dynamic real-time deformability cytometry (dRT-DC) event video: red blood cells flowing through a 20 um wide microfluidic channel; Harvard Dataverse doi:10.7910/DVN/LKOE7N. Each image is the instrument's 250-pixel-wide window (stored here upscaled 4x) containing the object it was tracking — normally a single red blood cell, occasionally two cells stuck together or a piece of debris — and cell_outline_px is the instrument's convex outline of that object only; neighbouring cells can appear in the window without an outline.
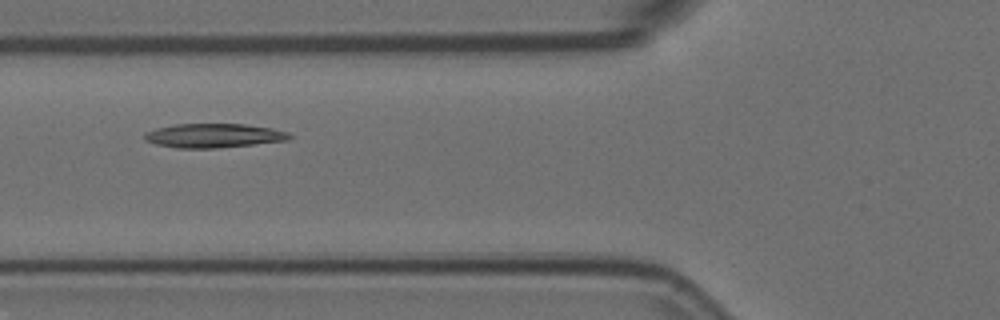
{"species": "Egyptian fruit bat (a non-hibernating species)", "species_latin": "Rousettus aegyptiacus", "temperature_condition": "room temperature", "stored_images_in_passage": 8, "camera_frame_rate_fps": 3000, "um_per_image_px": 0.085, "animal": {"sex": "female"}, "frame": {"image": 1, "passage_image": 5, "time_ms": 1.333, "image_size_px": [1000, 320], "cell_outline_px": [[292, 136], [288, 140], [252, 144], [212, 148], [176, 148], [156, 144], [144, 140], [144, 132], [156, 128], [176, 124], [244, 124], [272, 128], [288, 132]], "centroid_in_image_um": [18.13, 11.52], "position_along_channel_um": 107.7, "area_um2": 20.23}}
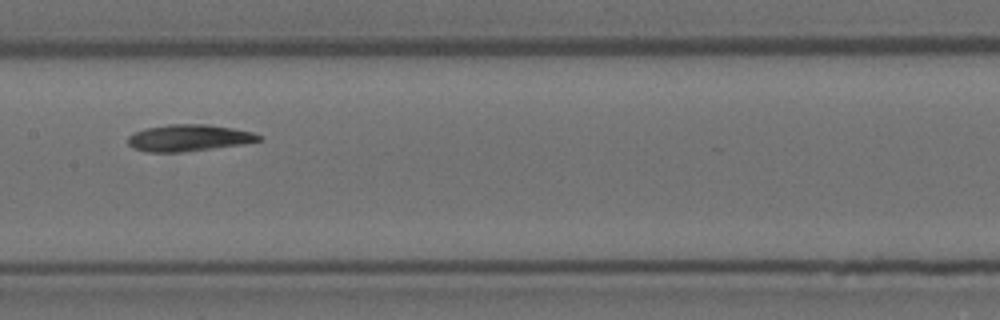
{"frame": {"image": 2, "passage_image": 7, "time_ms": 2.0, "image_size_px": [1000, 320], "cell_outline_px": [[264, 136], [260, 140], [244, 144], [184, 152], [148, 152], [132, 148], [128, 144], [128, 136], [144, 128], [168, 124], [204, 124], [232, 128], [252, 132]], "centroid_in_image_um": [16.04, 11.72], "position_along_channel_um": 191.4, "area_um2": 20.4}}
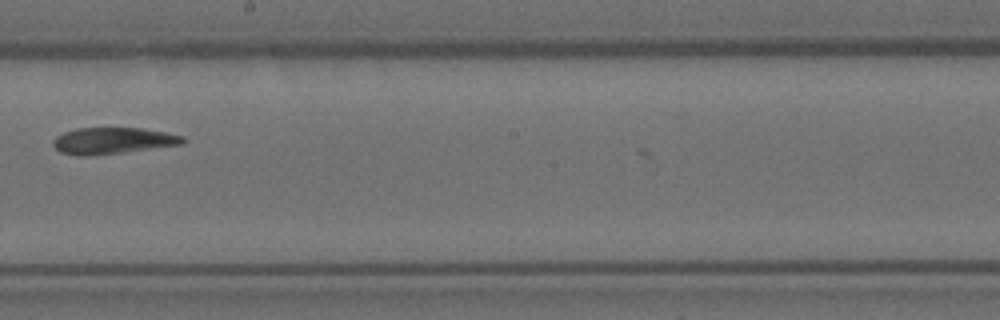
{"frame": {"image": 3, "passage_image": 8, "time_ms": 2.333, "image_size_px": [1000, 320], "cell_outline_px": [[188, 140], [180, 144], [124, 152], [84, 156], [76, 156], [60, 152], [52, 144], [52, 140], [56, 136], [64, 132], [76, 128], [144, 128], [184, 136]], "centroid_in_image_um": [9.56, 11.95], "position_along_channel_um": 238.6, "area_um2": 19.94}}